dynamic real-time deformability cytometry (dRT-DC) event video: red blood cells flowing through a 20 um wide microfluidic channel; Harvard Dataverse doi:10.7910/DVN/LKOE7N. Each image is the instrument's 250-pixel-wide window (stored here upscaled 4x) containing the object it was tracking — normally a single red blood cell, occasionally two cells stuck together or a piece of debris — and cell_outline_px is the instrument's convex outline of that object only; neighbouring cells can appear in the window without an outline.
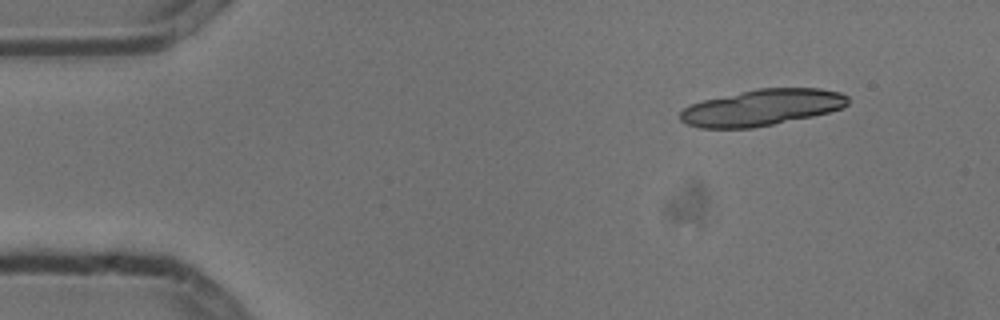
{"species": "common noctule bat (a hibernating species)", "species_latin": "Nyctalus noctula", "temperature_condition": "cold", "stored_images_in_passage": 9, "camera_frame_rate_fps": 3000, "um_per_image_px": 0.085, "animal": {"sex": "male", "body_mass_g": 13.3}, "frame": {"image": 1, "passage_image": 1, "time_ms": 0.0, "image_size_px": [1000, 320], "cell_outline_px": [[848, 104], [840, 108], [828, 112], [812, 116], [752, 128], [700, 128], [688, 124], [680, 120], [680, 112], [684, 108], [692, 104], [704, 100], [756, 88], [820, 88], [840, 92], [848, 96]], "centroid_in_image_um": [64.76, 9.13], "position_along_channel_um": 20.2, "area_um2": 35.2}}
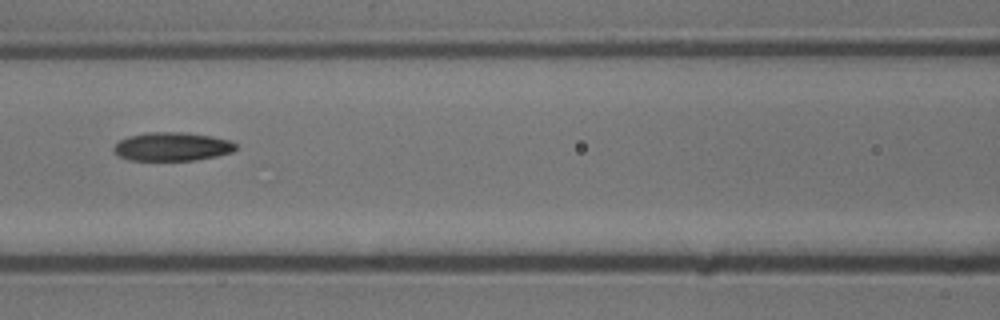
{"frame": {"image": 2, "passage_image": 6, "time_ms": 1.667, "image_size_px": [1000, 320], "cell_outline_px": [[236, 148], [232, 152], [216, 156], [196, 160], [128, 160], [112, 152], [112, 148], [120, 140], [128, 136], [148, 132], [184, 132], [212, 136], [232, 140], [236, 144]], "centroid_in_image_um": [14.63, 12.46], "position_along_channel_um": 152.0, "area_um2": 20.46}}
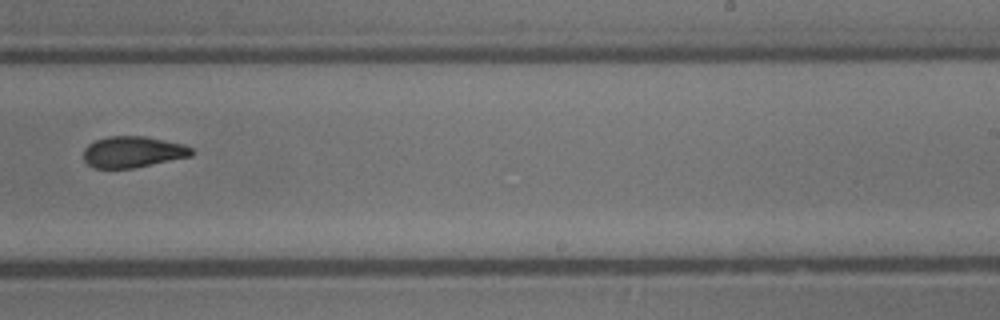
{"frame": {"image": 3, "passage_image": 9, "time_ms": 2.667, "image_size_px": [1000, 320], "cell_outline_px": [[196, 152], [192, 156], [132, 168], [96, 168], [88, 164], [84, 160], [84, 148], [88, 144], [96, 140], [108, 136], [144, 136], [184, 144], [192, 148]], "centroid_in_image_um": [11.31, 12.91], "position_along_channel_um": 277.7, "area_um2": 19.65}}